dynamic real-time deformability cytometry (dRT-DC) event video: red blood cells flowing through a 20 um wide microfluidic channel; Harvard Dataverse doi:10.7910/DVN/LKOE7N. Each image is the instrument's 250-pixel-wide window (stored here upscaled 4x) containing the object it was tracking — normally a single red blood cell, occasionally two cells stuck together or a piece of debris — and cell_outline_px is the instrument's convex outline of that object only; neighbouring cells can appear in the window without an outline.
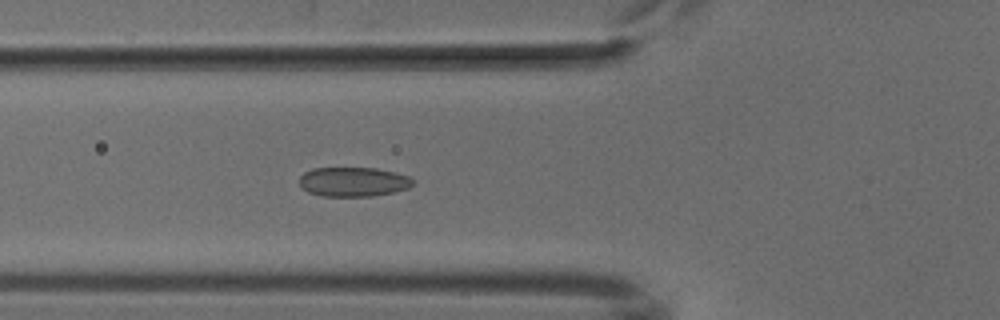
{"species": "common noctule bat (a hibernating species)", "species_latin": "Nyctalus noctula", "temperature_condition": "cold", "stored_images_in_passage": 41, "camera_frame_rate_fps": 3000, "um_per_image_px": 0.085, "animal": {"sex": "male", "body_mass_g": 18.8}, "frame": {"image": 1, "passage_image": 8, "time_ms": 2.333, "image_size_px": [1000, 320], "cell_outline_px": [[412, 184], [408, 188], [392, 192], [372, 196], [320, 196], [308, 192], [300, 184], [300, 176], [304, 172], [312, 168], [376, 168], [396, 172], [408, 176], [412, 180]], "centroid_in_image_um": [30.01, 15.45], "position_along_channel_um": 95.8, "area_um2": 19.36}}
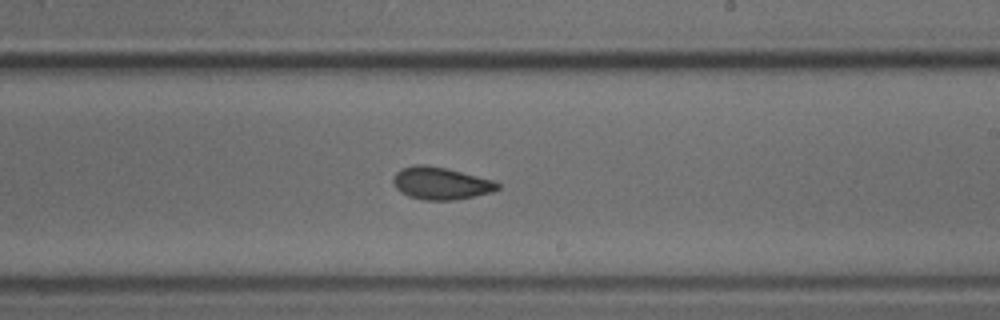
{"frame": {"image": 2, "passage_image": 20, "time_ms": 6.333, "image_size_px": [1000, 320], "cell_outline_px": [[500, 188], [492, 192], [456, 200], [424, 200], [408, 196], [400, 192], [396, 188], [392, 180], [396, 172], [400, 168], [412, 164], [424, 164], [444, 168], [492, 180], [500, 184]], "centroid_in_image_um": [37.42, 15.58], "position_along_channel_um": 251.6, "area_um2": 19.65}}
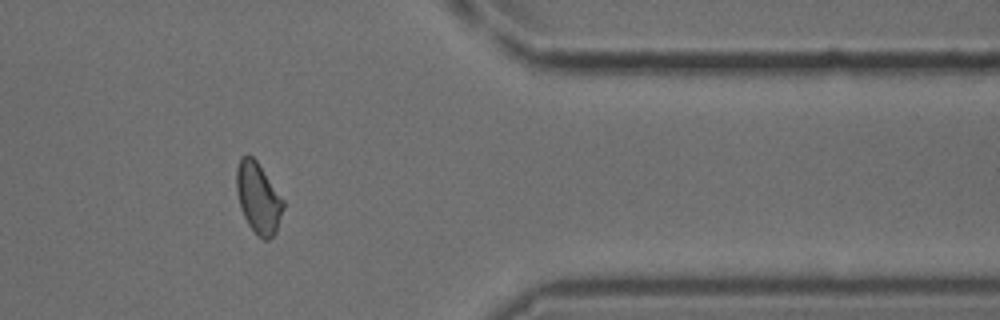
{"frame": {"image": 3, "passage_image": 32, "time_ms": 10.333, "image_size_px": [1000, 320], "cell_outline_px": [[284, 208], [276, 232], [268, 240], [264, 240], [248, 224], [240, 208], [236, 192], [236, 168], [240, 156], [252, 156], [256, 160], [284, 200]], "centroid_in_image_um": [21.94, 16.81], "position_along_channel_um": 389.5, "area_um2": 19.19}}